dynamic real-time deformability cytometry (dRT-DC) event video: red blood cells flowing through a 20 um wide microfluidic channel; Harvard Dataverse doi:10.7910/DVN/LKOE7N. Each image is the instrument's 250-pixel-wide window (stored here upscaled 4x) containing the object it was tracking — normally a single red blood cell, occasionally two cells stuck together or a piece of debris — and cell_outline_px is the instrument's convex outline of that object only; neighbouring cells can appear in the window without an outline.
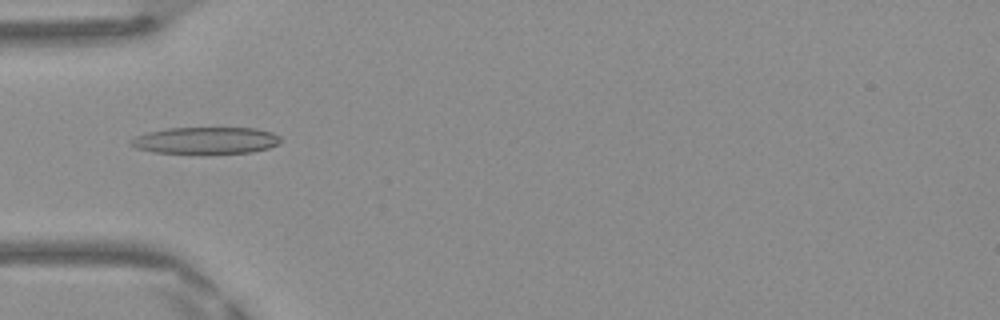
{"species": "Egyptian fruit bat (a non-hibernating species)", "species_latin": "Rousettus aegyptiacus", "temperature_condition": "warm", "stored_images_in_passage": 43, "camera_frame_rate_fps": 3000, "um_per_image_px": 0.085, "frame": {"image": 1, "passage_image": 10, "time_ms": 3.0, "image_size_px": [1000, 320], "cell_outline_px": [[280, 140], [276, 144], [268, 148], [252, 152], [204, 156], [152, 152], [136, 148], [128, 144], [128, 140], [136, 136], [148, 132], [168, 128], [256, 128], [272, 132], [280, 136]], "centroid_in_image_um": [17.44, 11.98], "position_along_channel_um": 67.6, "area_um2": 24.39}}
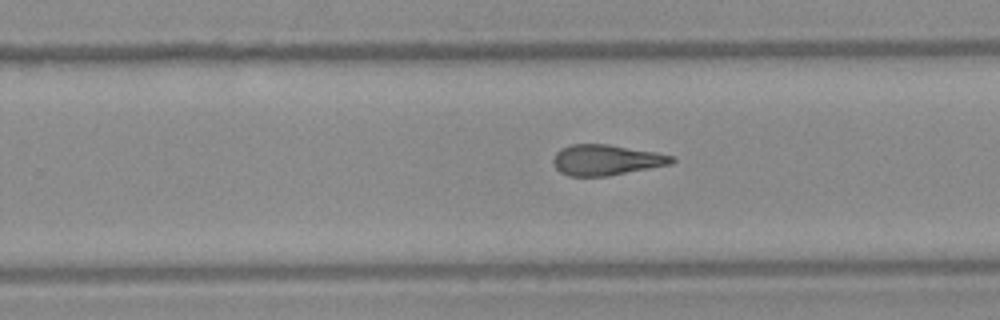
{"frame": {"image": 2, "passage_image": 25, "time_ms": 8.0, "image_size_px": [1000, 320], "cell_outline_px": [[676, 160], [672, 164], [608, 176], [568, 176], [560, 172], [552, 164], [552, 160], [556, 152], [560, 148], [572, 144], [608, 144], [656, 152], [672, 156]], "centroid_in_image_um": [51.5, 13.6], "position_along_channel_um": 278.3, "area_um2": 21.27}}
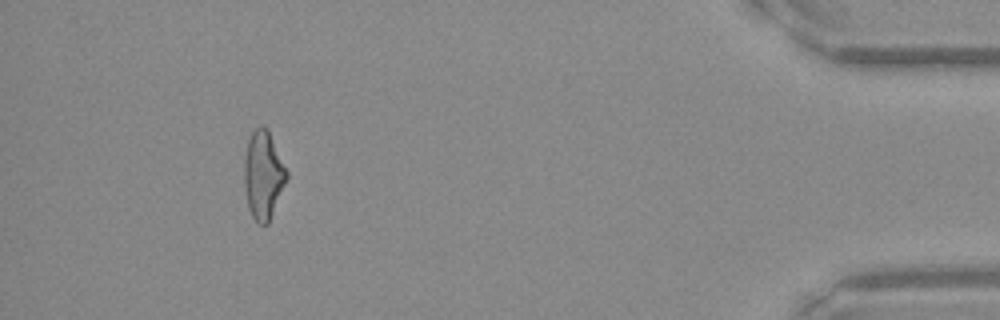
{"frame": {"image": 3, "passage_image": 39, "time_ms": 12.667, "image_size_px": [1000, 320], "cell_outline_px": [[288, 176], [268, 224], [256, 224], [248, 208], [244, 188], [244, 156], [248, 140], [252, 132], [260, 124], [264, 124], [268, 128], [288, 172]], "centroid_in_image_um": [22.36, 14.85], "position_along_channel_um": 412.8, "area_um2": 22.02}, "authors_computed_cell_mechanics": {"area_um2": 21.964, "velocity_mm_per_s": 4.2052, "shape_relaxation_time_tau1_ms": null, "shape_relaxation_time_tau2_ms": 2.5324, "deformation_change_tau1": null, "deformation_change_tau2": 0.1364}}